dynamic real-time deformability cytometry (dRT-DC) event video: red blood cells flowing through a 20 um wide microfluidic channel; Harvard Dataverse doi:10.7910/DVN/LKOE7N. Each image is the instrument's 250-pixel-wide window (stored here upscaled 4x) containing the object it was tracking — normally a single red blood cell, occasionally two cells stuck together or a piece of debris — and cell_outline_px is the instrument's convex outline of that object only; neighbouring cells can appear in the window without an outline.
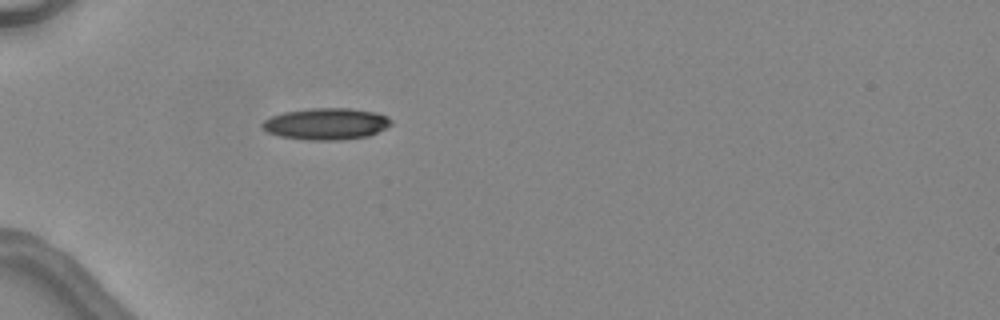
{"species": "common noctule bat (a hibernating species)", "species_latin": "Nyctalus noctula", "temperature_condition": "warm", "stored_images_in_passage": 1, "camera_frame_rate_fps": 3000, "um_per_image_px": 0.085, "animal": {"sex": "female", "body_mass_g": 24.6, "forearm_length_mm": 56.2}, "frame": {"image": 1, "passage_image": 1, "time_ms": 0.0, "image_size_px": [1000, 320], "cell_outline_px": [[392, 124], [368, 136], [340, 140], [308, 140], [280, 136], [268, 132], [260, 124], [264, 120], [272, 116], [284, 112], [312, 108], [348, 108], [376, 112], [388, 116], [392, 120]], "centroid_in_image_um": [27.74, 10.52], "position_along_channel_um": 57.3, "area_um2": 23.64}}